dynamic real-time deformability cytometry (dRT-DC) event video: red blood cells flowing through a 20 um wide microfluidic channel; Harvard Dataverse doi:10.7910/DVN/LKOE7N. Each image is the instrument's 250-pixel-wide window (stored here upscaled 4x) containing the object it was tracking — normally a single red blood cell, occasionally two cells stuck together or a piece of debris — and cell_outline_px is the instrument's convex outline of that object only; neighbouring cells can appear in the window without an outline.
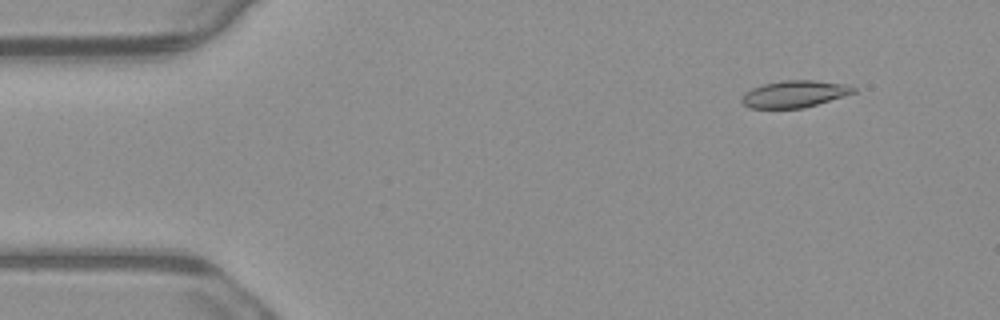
{"species": "common noctule bat (a hibernating species)", "species_latin": "Nyctalus noctula", "temperature_condition": "warm", "stored_images_in_passage": 4, "camera_frame_rate_fps": 3000, "um_per_image_px": 0.085, "animal": {"sex": "male", "body_mass_g": 23.1, "forearm_length_mm": 52.7}, "frame": {"image": 1, "passage_image": 2, "time_ms": 0.333, "image_size_px": [1000, 320], "cell_outline_px": [[856, 92], [844, 96], [804, 108], [748, 108], [740, 100], [740, 96], [744, 92], [752, 88], [764, 84], [784, 80], [816, 80], [848, 84], [856, 88]], "centroid_in_image_um": [67.52, 7.98], "position_along_channel_um": 17.5, "area_um2": 17.69}}
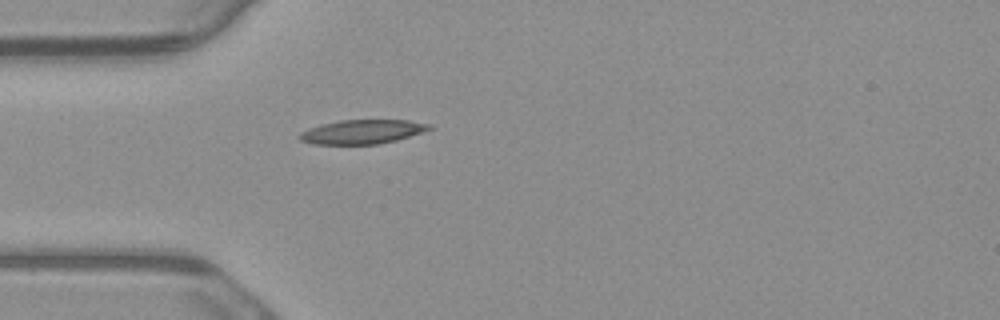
{"frame": {"image": 2, "passage_image": 4, "time_ms": 1.0, "image_size_px": [1000, 320], "cell_outline_px": [[432, 128], [424, 132], [396, 140], [376, 144], [312, 144], [300, 140], [296, 136], [300, 132], [308, 128], [320, 124], [340, 120], [408, 120], [432, 124]], "centroid_in_image_um": [30.77, 11.19], "position_along_channel_um": 54.2, "area_um2": 18.38}}